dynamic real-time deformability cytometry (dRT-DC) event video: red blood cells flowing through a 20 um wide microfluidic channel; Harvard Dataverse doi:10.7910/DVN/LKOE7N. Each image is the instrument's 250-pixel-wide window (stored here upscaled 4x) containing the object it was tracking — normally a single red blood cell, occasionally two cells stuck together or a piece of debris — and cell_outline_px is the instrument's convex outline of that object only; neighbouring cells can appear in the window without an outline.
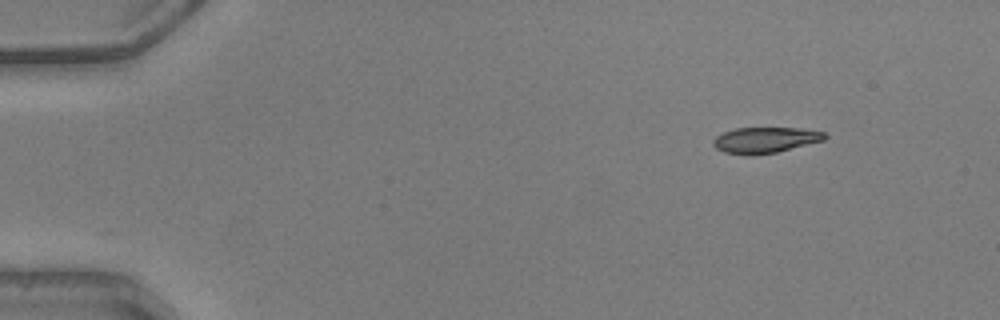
{"species": "common noctule bat (a hibernating species)", "species_latin": "Nyctalus noctula", "temperature_condition": "warm", "stored_images_in_passage": 45, "camera_frame_rate_fps": 3000, "um_per_image_px": 0.085, "animal": {"sex": "male", "body_mass_g": 20.5, "forearm_length_mm": 52.5}, "frame": {"image": 1, "passage_image": 1, "time_ms": 0.0, "image_size_px": [1000, 320], "cell_outline_px": [[828, 136], [824, 140], [776, 152], [724, 152], [716, 148], [712, 144], [712, 140], [716, 136], [724, 132], [736, 128], [800, 128], [824, 132]], "centroid_in_image_um": [65.07, 11.85], "position_along_channel_um": 19.9, "area_um2": 16.01}}
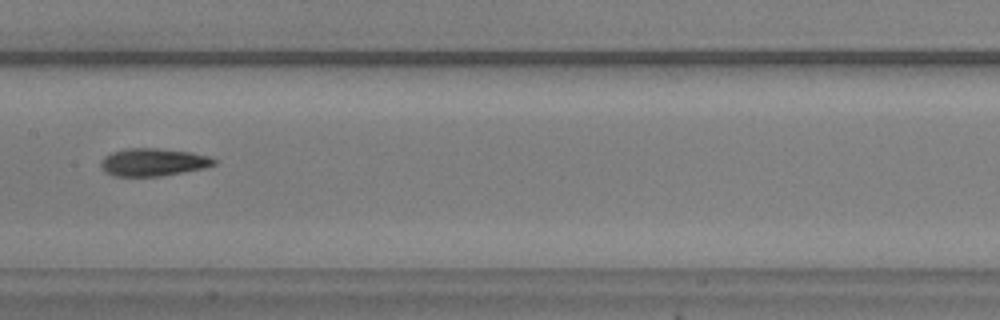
{"frame": {"image": 2, "passage_image": 21, "time_ms": 6.667, "image_size_px": [1000, 320], "cell_outline_px": [[216, 164], [204, 168], [160, 176], [112, 176], [104, 172], [100, 164], [104, 156], [112, 152], [124, 148], [156, 148], [192, 152], [208, 156], [216, 160]], "centroid_in_image_um": [12.99, 13.78], "position_along_channel_um": 194.4, "area_um2": 18.32}}
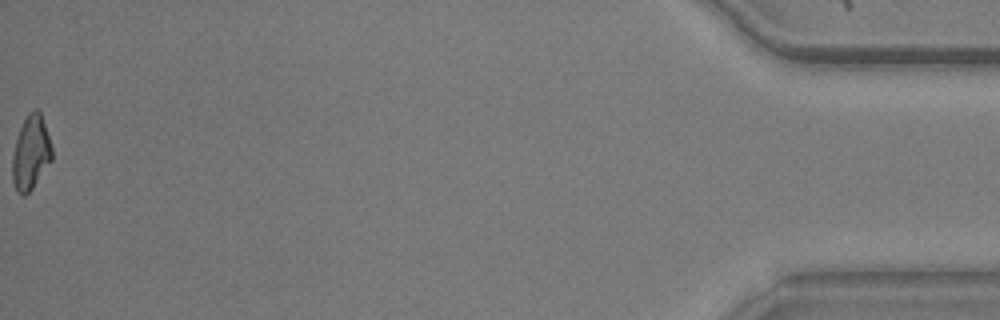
{"frame": {"image": 3, "passage_image": 45, "time_ms": 14.667, "image_size_px": [1000, 320], "cell_outline_px": [[52, 160], [32, 188], [24, 196], [16, 192], [12, 180], [12, 156], [16, 140], [20, 128], [28, 112], [32, 108], [36, 108], [40, 112], [52, 148]], "centroid_in_image_um": [2.6, 12.99], "position_along_channel_um": 432.6, "area_um2": 16.99}, "authors_computed_cell_mechanics": {"area_um2": 17.5712, "velocity_mm_per_s": 4.1525, "shape_relaxation_time_tau1_ms": 3.7195, "shape_relaxation_time_tau2_ms": 2.0003, "deformation_change_tau1": 0.1553, "deformation_change_tau2": 0.0779}}